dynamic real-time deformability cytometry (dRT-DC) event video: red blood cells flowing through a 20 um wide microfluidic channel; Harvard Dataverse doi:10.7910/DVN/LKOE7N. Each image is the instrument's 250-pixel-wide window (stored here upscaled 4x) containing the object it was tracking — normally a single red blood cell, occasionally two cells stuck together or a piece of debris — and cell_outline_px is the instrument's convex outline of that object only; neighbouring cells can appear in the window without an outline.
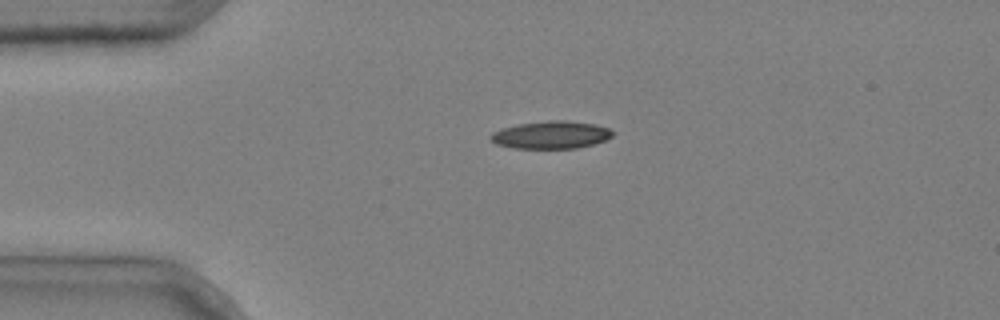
{"species": "common noctule bat (a hibernating species)", "species_latin": "Nyctalus noctula", "temperature_condition": "cold", "stored_images_in_passage": 4, "camera_frame_rate_fps": 3000, "um_per_image_px": 0.085, "animal": {"sex": "male", "body_mass_g": 20.4}, "frame": {"image": 1, "passage_image": 4, "time_ms": 1.0, "image_size_px": [1000, 320], "cell_outline_px": [[612, 136], [604, 140], [592, 144], [576, 148], [512, 148], [496, 144], [488, 136], [492, 132], [500, 128], [516, 124], [548, 120], [564, 120], [596, 124], [608, 128], [612, 132]], "centroid_in_image_um": [46.78, 11.45], "position_along_channel_um": 38.2, "area_um2": 19.65}}